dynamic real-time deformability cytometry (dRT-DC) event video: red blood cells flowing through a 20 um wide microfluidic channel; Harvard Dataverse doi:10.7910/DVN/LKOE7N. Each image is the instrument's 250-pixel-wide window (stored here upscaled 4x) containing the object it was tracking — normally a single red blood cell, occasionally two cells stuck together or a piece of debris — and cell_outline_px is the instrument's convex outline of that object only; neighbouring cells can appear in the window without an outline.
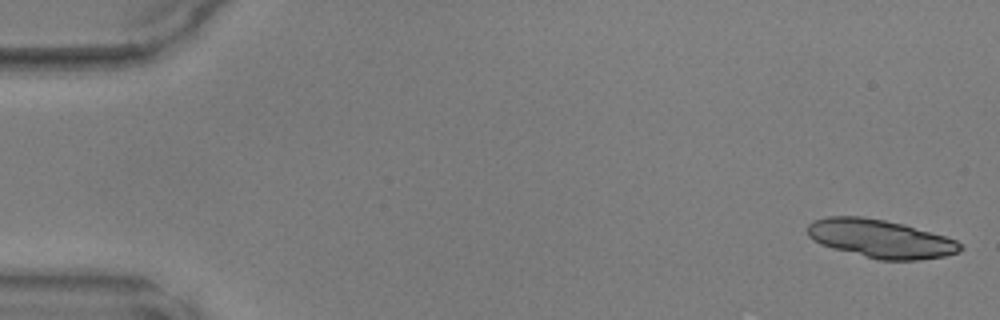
{"species": "common noctule bat (a hibernating species)", "species_latin": "Nyctalus noctula", "temperature_condition": "warm", "stored_images_in_passage": 13, "camera_frame_rate_fps": 3000, "um_per_image_px": 0.085, "animal": {"sex": "male", "body_mass_g": 17.9, "forearm_length_mm": 54.2}, "frame": {"image": 1, "passage_image": 1, "time_ms": 0.0, "image_size_px": [1000, 320], "cell_outline_px": [[964, 248], [960, 252], [944, 256], [920, 260], [876, 260], [832, 248], [820, 244], [812, 240], [808, 236], [808, 224], [812, 220], [828, 216], [860, 216], [884, 220], [904, 224], [944, 236], [956, 240]], "centroid_in_image_um": [74.82, 20.29], "position_along_channel_um": 10.2, "area_um2": 34.28}}